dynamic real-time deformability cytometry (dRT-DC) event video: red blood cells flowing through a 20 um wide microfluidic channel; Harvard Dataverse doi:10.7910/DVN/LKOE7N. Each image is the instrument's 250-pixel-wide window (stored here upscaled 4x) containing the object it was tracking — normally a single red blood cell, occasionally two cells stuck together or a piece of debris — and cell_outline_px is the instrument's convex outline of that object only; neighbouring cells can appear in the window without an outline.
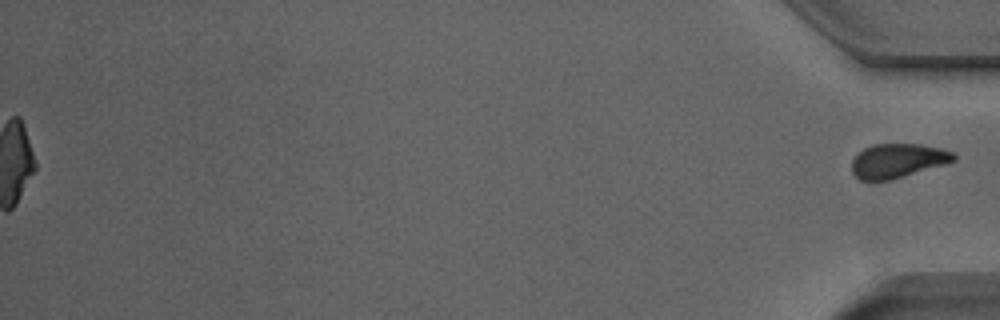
{"species": "Egyptian fruit bat (a non-hibernating species)", "species_latin": "Rousettus aegyptiacus", "temperature_condition": "room temperature", "stored_images_in_passage": 42, "segment_of_instrument_passage": [2, 2], "camera_frame_rate_fps": 3000, "um_per_image_px": 0.085, "animal": {"sex": "male"}, "frame": {"image": 1, "passage_image": 42, "time_ms": 13.667, "image_size_px": [1000, 320], "cell_outline_px": [[956, 160], [948, 164], [876, 184], [868, 184], [860, 180], [852, 172], [852, 160], [864, 148], [876, 144], [920, 144], [940, 148], [952, 152], [956, 156]], "centroid_in_image_um": [76.29, 13.71], "position_along_channel_um": 358.9, "area_um2": 20.87}}